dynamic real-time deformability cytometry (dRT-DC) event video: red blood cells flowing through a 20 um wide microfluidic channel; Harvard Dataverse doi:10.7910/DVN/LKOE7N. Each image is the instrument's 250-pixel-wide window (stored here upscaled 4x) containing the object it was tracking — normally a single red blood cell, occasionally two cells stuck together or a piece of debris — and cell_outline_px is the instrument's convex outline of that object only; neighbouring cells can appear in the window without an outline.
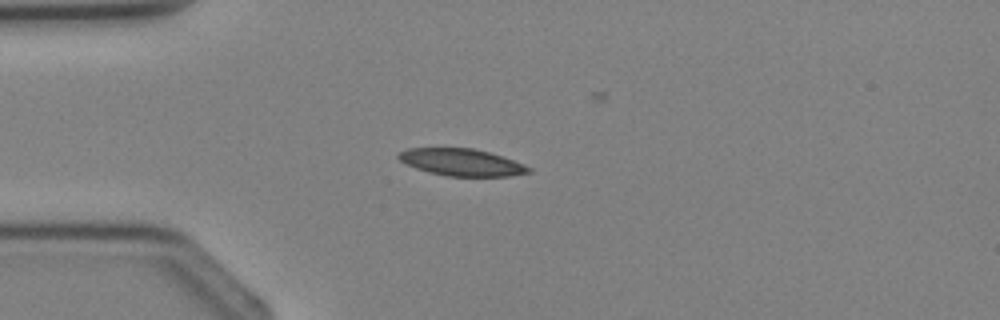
{"species": "Egyptian fruit bat (a non-hibernating species)", "species_latin": "Rousettus aegyptiacus", "temperature_condition": "cold", "stored_images_in_passage": 3, "camera_frame_rate_fps": 3000, "um_per_image_px": 0.085, "animal": {"sex": "female"}, "frame": {"image": 1, "passage_image": 3, "time_ms": 2.333, "image_size_px": [1000, 320], "cell_outline_px": [[532, 172], [508, 176], [448, 176], [428, 172], [416, 168], [400, 160], [396, 156], [400, 152], [408, 148], [472, 148], [488, 152], [524, 164], [532, 168]], "centroid_in_image_um": [39.24, 13.8], "position_along_channel_um": 45.8, "area_um2": 20.29}}